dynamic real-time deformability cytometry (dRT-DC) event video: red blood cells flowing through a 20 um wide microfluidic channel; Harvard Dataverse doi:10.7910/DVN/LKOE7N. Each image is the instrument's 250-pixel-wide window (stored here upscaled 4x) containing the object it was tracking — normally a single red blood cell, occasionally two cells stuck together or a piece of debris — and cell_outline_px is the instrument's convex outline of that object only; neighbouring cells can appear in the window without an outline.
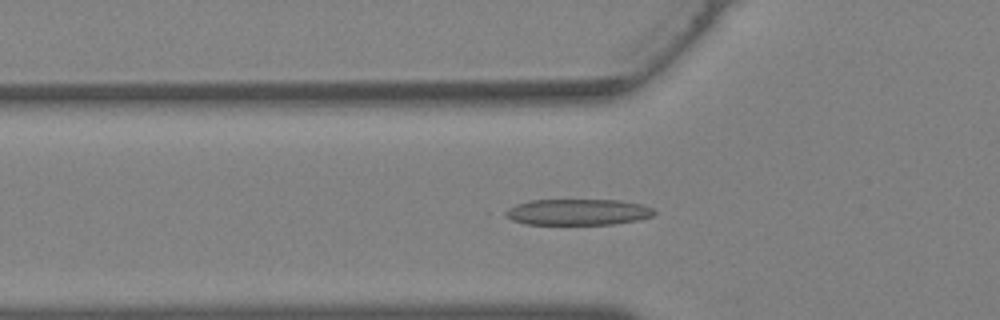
{"species": "Egyptian fruit bat (a non-hibernating species)", "species_latin": "Rousettus aegyptiacus", "temperature_condition": "warm", "stored_images_in_passage": 35, "camera_frame_rate_fps": 3000, "um_per_image_px": 0.085, "animal": {"sex": "female"}, "frame": {"image": 1, "passage_image": 12, "time_ms": 3.667, "image_size_px": [1000, 320], "cell_outline_px": [[656, 212], [652, 216], [636, 220], [612, 224], [524, 224], [512, 220], [504, 216], [504, 212], [508, 208], [516, 204], [528, 200], [620, 200], [644, 204], [652, 208]], "centroid_in_image_um": [49.09, 18.02], "position_along_channel_um": 76.7, "area_um2": 22.72}}
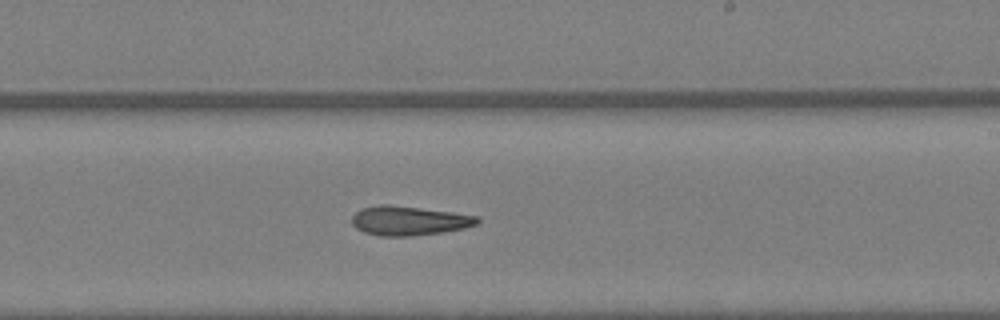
{"frame": {"image": 2, "passage_image": 22, "time_ms": 7.0, "image_size_px": [1000, 320], "cell_outline_px": [[480, 220], [476, 224], [464, 228], [444, 232], [412, 236], [380, 236], [364, 232], [356, 228], [352, 224], [352, 216], [360, 208], [380, 204], [388, 204], [452, 212], [480, 216]], "centroid_in_image_um": [34.75, 18.76], "position_along_channel_um": 254.2, "area_um2": 21.5}}
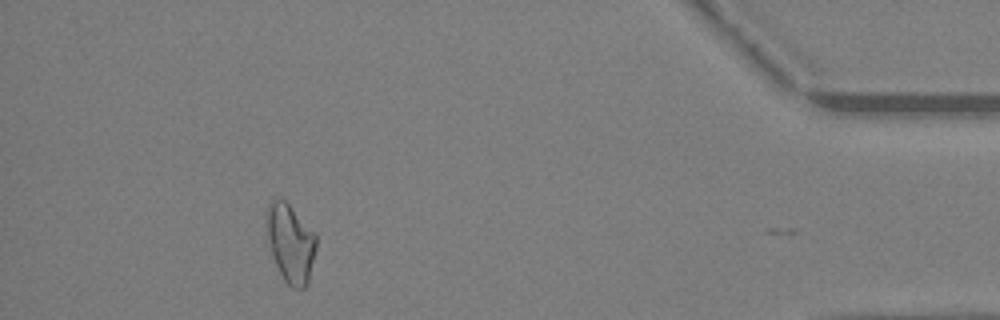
{"frame": {"image": 3, "passage_image": 34, "time_ms": 11.0, "image_size_px": [1000, 320], "cell_outline_px": [[316, 248], [308, 284], [304, 288], [292, 288], [284, 280], [276, 264], [272, 252], [264, 220], [264, 216], [268, 204], [272, 196], [284, 200], [316, 232]], "centroid_in_image_um": [24.69, 20.61], "position_along_channel_um": 410.5, "area_um2": 22.89}}